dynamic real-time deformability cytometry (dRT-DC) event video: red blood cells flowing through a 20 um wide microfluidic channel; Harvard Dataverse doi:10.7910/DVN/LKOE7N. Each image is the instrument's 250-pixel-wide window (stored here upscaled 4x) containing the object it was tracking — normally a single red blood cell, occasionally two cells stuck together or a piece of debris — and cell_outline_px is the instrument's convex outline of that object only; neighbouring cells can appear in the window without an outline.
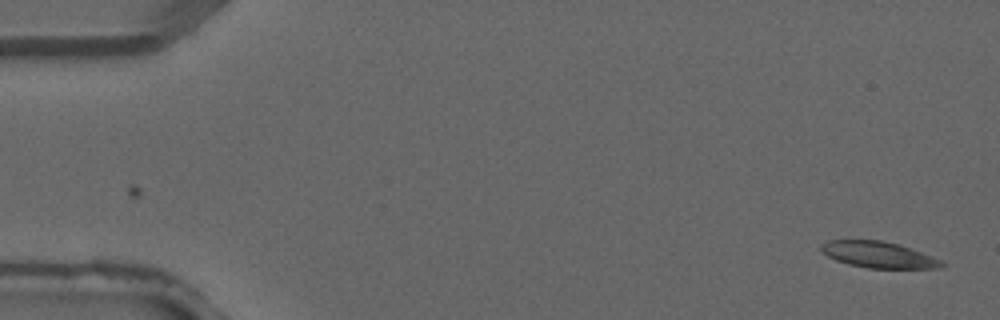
{"species": "common noctule bat (a hibernating species)", "species_latin": "Nyctalus noctula", "temperature_condition": "warm", "stored_images_in_passage": 2, "camera_frame_rate_fps": 3000, "um_per_image_px": 0.085, "animal": {"sex": "male", "forearm_length_mm": 52.5}, "frame": {"image": 1, "passage_image": 2, "time_ms": 0.333, "image_size_px": [1000, 320], "cell_outline_px": [[944, 264], [940, 268], [868, 268], [848, 264], [836, 260], [828, 256], [820, 248], [828, 240], [880, 240], [900, 244], [912, 248], [932, 256], [940, 260]], "centroid_in_image_um": [74.69, 21.65], "position_along_channel_um": 10.3, "area_um2": 18.26}}